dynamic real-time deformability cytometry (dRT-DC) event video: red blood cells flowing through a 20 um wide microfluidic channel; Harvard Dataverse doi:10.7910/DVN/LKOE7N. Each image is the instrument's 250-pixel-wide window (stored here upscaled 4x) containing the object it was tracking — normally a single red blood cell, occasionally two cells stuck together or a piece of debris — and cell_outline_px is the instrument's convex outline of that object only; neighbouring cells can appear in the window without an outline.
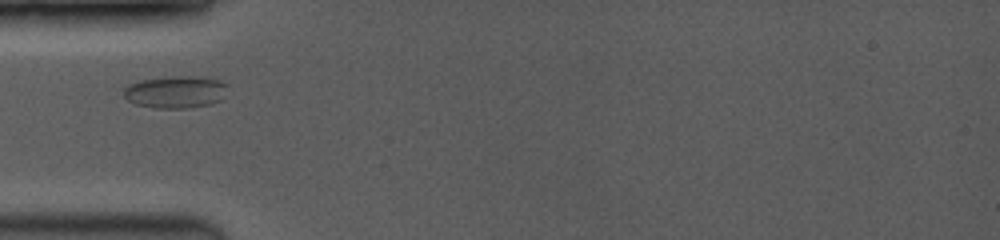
{"species": "common noctule bat (a hibernating species)", "species_latin": "Nyctalus noctula", "temperature_condition": "room temperature", "stored_images_in_passage": 39, "camera_frame_rate_fps": 3500, "um_per_image_px": 0.085, "animal": {"sex": "female", "body_mass_g": 19.0, "forearm_length_mm": 53.3}, "frame": {"image": 1, "passage_image": 1, "time_ms": 0.0, "image_size_px": [1000, 240], "cell_outline_px": [[228, 84], [220, 100], [212, 104], [188, 108], [156, 108], [136, 104], [128, 100], [124, 96], [124, 88], [128, 84], [144, 80], [176, 76], [200, 76], [220, 80]], "centroid_in_image_um": [14.94, 7.82], "position_along_channel_um": 70.1, "area_um2": 19.42}}
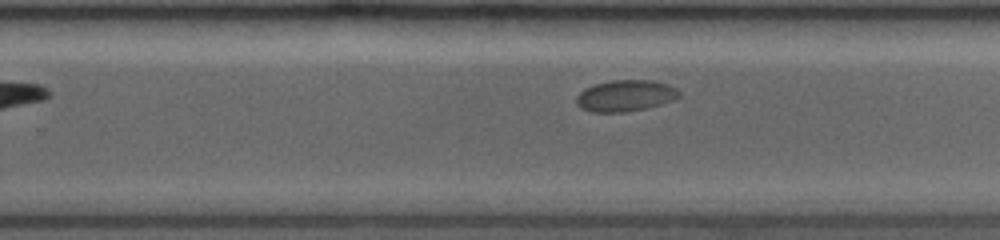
{"frame": {"image": 2, "passage_image": 21, "time_ms": 5.429, "image_size_px": [1000, 240], "cell_outline_px": [[680, 96], [676, 100], [648, 108], [624, 112], [592, 112], [580, 108], [576, 104], [576, 96], [584, 88], [592, 84], [612, 80], [652, 80], [668, 84], [676, 88], [680, 92]], "centroid_in_image_um": [53.16, 8.13], "position_along_channel_um": 276.6, "area_um2": 19.13}}
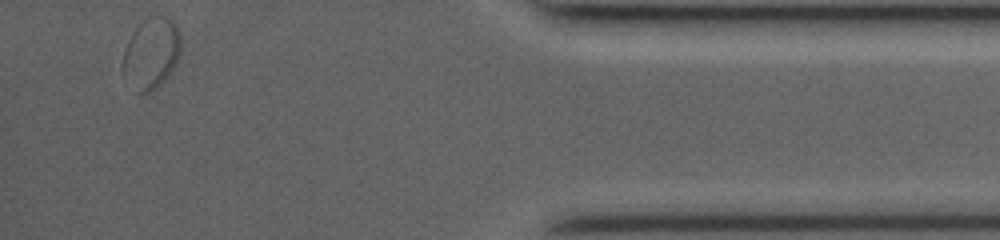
{"frame": {"image": 3, "passage_image": 39, "time_ms": 10.286, "image_size_px": [1000, 240], "cell_outline_px": [[180, 52], [176, 64], [168, 76], [156, 88], [148, 92], [136, 92], [124, 76], [124, 52], [128, 40], [132, 32], [148, 16], [164, 16], [172, 20], [176, 24], [180, 32]], "centroid_in_image_um": [12.88, 4.51], "position_along_channel_um": 422.3, "area_um2": 23.81}}